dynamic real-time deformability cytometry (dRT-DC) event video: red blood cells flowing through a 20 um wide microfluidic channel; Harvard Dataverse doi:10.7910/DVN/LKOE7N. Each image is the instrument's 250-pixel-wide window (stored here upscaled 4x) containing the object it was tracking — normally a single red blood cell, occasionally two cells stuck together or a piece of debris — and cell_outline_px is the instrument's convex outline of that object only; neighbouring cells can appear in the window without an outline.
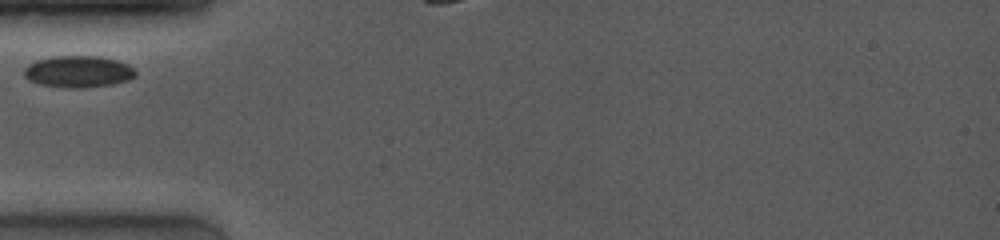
{"species": "common noctule bat (a hibernating species)", "species_latin": "Nyctalus noctula", "temperature_condition": "room temperature", "stored_images_in_passage": 36, "camera_frame_rate_fps": 4000, "um_per_image_px": 0.085, "animal": {"sex": "female", "body_mass_g": 19.0, "forearm_length_mm": 53.3}, "frame": {"image": 1, "passage_image": 1, "time_ms": 0.0, "image_size_px": [1000, 240], "cell_outline_px": [[136, 76], [128, 80], [112, 84], [84, 88], [64, 88], [40, 84], [28, 80], [24, 76], [24, 68], [28, 64], [36, 60], [52, 56], [100, 56], [116, 60], [128, 64], [136, 72]], "centroid_in_image_um": [6.63, 6.09], "position_along_channel_um": 78.4, "area_um2": 20.75}}
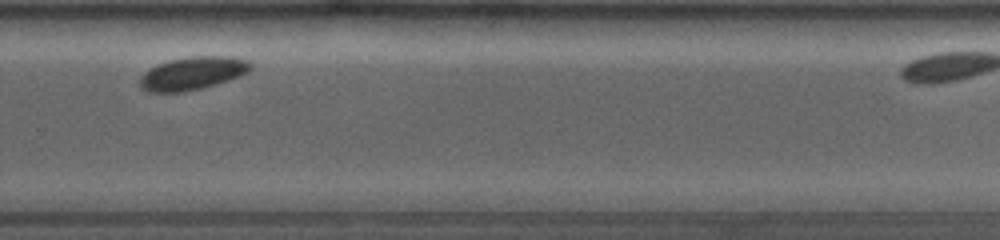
{"frame": {"image": 2, "passage_image": 26, "time_ms": 6.25, "image_size_px": [1000, 240], "cell_outline_px": [[252, 68], [248, 72], [240, 76], [216, 84], [200, 88], [180, 92], [148, 92], [140, 88], [140, 76], [144, 72], [168, 60], [188, 56], [228, 56], [248, 60], [252, 64]], "centroid_in_image_um": [16.38, 6.22], "position_along_channel_um": 313.4, "area_um2": 21.27}}
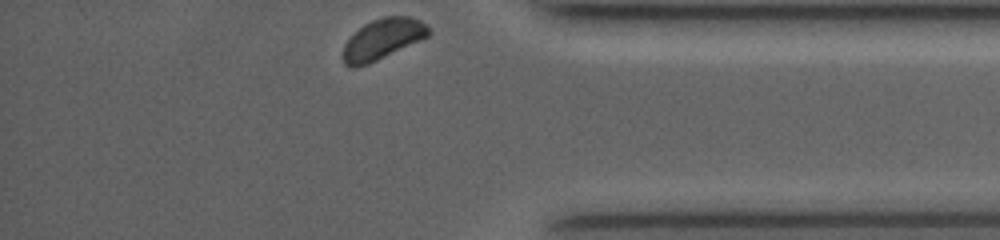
{"frame": {"image": 3, "passage_image": 36, "time_ms": 8.75, "image_size_px": [1000, 240], "cell_outline_px": [[432, 32], [428, 36], [368, 64], [344, 64], [344, 44], [364, 24], [372, 20], [384, 16], [408, 16], [420, 20]], "centroid_in_image_um": [32.57, 3.27], "position_along_channel_um": 402.6, "area_um2": 19.42}}